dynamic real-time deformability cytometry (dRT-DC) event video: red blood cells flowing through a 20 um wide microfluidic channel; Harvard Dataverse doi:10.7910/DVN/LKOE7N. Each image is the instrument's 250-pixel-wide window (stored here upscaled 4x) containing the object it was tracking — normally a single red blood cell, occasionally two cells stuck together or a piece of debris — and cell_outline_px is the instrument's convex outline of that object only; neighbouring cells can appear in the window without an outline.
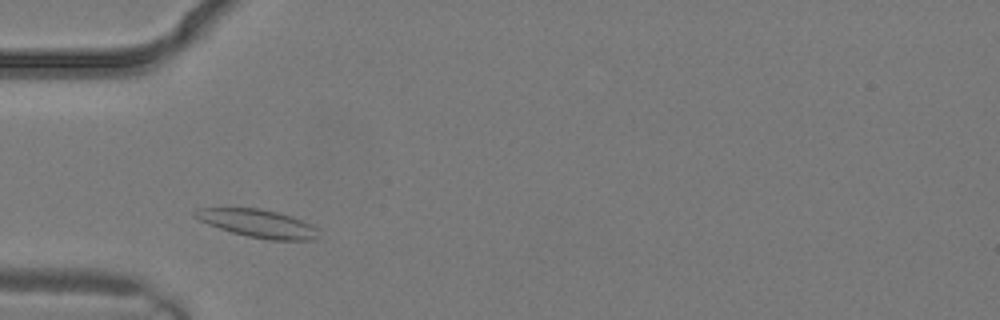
{"species": "common noctule bat (a hibernating species)", "species_latin": "Nyctalus noctula", "temperature_condition": "warm", "stored_images_in_passage": 1, "camera_frame_rate_fps": 3000, "um_per_image_px": 0.085, "animal": {"sex": "male", "body_mass_g": 19.2, "forearm_length_mm": 51.8}, "frame": {"image": 1, "passage_image": 1, "time_ms": 0.0, "image_size_px": [1000, 320], "cell_outline_px": [[320, 228], [316, 240], [268, 240], [248, 236], [232, 232], [208, 224], [200, 220], [192, 212], [200, 208], [256, 208], [276, 212], [292, 216], [312, 224]], "centroid_in_image_um": [22.0, 19.0], "position_along_channel_um": 63.0, "area_um2": 20.06}}